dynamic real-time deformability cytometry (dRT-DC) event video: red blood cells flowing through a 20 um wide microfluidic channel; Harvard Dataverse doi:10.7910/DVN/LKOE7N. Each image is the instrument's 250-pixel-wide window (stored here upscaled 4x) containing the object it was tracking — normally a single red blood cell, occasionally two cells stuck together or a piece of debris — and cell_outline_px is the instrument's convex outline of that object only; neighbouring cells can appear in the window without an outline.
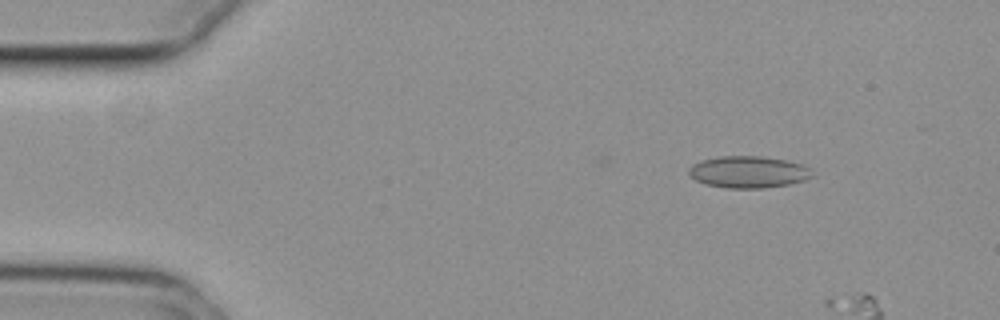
{"species": "common noctule bat (a hibernating species)", "species_latin": "Nyctalus noctula", "temperature_condition": "cold", "stored_images_in_passage": 10, "camera_frame_rate_fps": 3000, "um_per_image_px": 0.085, "animal": {"sex": "female", "body_mass_g": 29.2, "forearm_length_mm": 56.3}, "frame": {"image": 1, "passage_image": 6, "time_ms": 1.667, "image_size_px": [1000, 320], "cell_outline_px": [[812, 176], [804, 180], [788, 184], [764, 188], [724, 188], [704, 184], [696, 180], [688, 172], [688, 168], [692, 164], [700, 160], [720, 156], [764, 156], [804, 164], [808, 168]], "centroid_in_image_um": [63.57, 14.61], "position_along_channel_um": 21.4, "area_um2": 22.89}}